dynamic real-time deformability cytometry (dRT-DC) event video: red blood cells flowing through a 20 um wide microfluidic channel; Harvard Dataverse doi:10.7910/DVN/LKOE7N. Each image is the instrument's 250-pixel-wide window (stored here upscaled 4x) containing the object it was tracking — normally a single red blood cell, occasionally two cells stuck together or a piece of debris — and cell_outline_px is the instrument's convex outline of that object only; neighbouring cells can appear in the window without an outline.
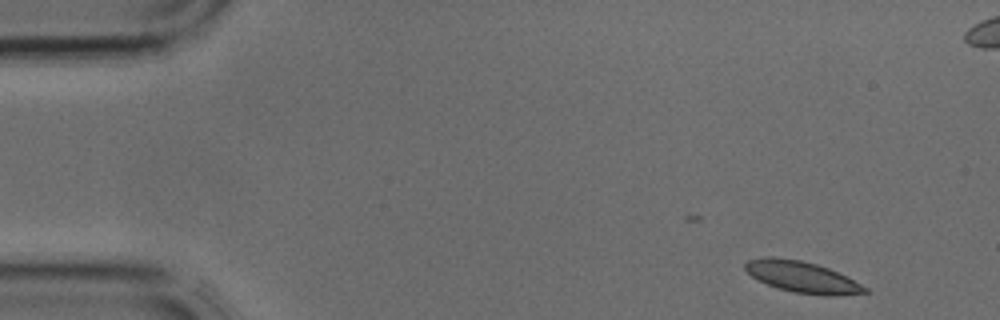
{"species": "common noctule bat (a hibernating species)", "species_latin": "Nyctalus noctula", "temperature_condition": "cold", "stored_images_in_passage": 3, "camera_frame_rate_fps": 3000, "um_per_image_px": 0.085, "animal": {"sex": "male", "body_mass_g": 17.9, "forearm_length_mm": 54.2}, "frame": {"image": 1, "passage_image": 1, "time_ms": 0.0, "image_size_px": [1000, 320], "cell_outline_px": [[868, 292], [836, 296], [828, 296], [792, 292], [776, 288], [752, 276], [744, 268], [744, 264], [748, 260], [768, 256], [772, 256], [800, 260], [816, 264], [828, 268], [868, 288]], "centroid_in_image_um": [68.15, 23.54], "position_along_channel_um": 16.8, "area_um2": 21.56}}